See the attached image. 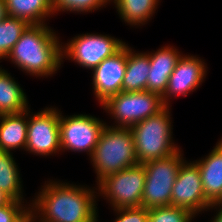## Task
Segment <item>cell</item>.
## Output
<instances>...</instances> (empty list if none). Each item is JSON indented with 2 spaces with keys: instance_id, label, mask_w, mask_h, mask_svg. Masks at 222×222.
Masks as SVG:
<instances>
[{
  "instance_id": "22",
  "label": "cell",
  "mask_w": 222,
  "mask_h": 222,
  "mask_svg": "<svg viewBox=\"0 0 222 222\" xmlns=\"http://www.w3.org/2000/svg\"><path fill=\"white\" fill-rule=\"evenodd\" d=\"M28 26L25 20L10 15L0 22V60L7 58Z\"/></svg>"
},
{
  "instance_id": "10",
  "label": "cell",
  "mask_w": 222,
  "mask_h": 222,
  "mask_svg": "<svg viewBox=\"0 0 222 222\" xmlns=\"http://www.w3.org/2000/svg\"><path fill=\"white\" fill-rule=\"evenodd\" d=\"M28 108V130L25 151L37 156H52L61 151L60 110L52 106L34 113Z\"/></svg>"
},
{
  "instance_id": "1",
  "label": "cell",
  "mask_w": 222,
  "mask_h": 222,
  "mask_svg": "<svg viewBox=\"0 0 222 222\" xmlns=\"http://www.w3.org/2000/svg\"><path fill=\"white\" fill-rule=\"evenodd\" d=\"M40 190L35 194L34 200H30L32 222H97L99 220L96 203L99 198L97 186L92 188L52 179L45 181Z\"/></svg>"
},
{
  "instance_id": "17",
  "label": "cell",
  "mask_w": 222,
  "mask_h": 222,
  "mask_svg": "<svg viewBox=\"0 0 222 222\" xmlns=\"http://www.w3.org/2000/svg\"><path fill=\"white\" fill-rule=\"evenodd\" d=\"M147 52H136L127 43V63L122 82V91L147 90V78L150 72V60Z\"/></svg>"
},
{
  "instance_id": "28",
  "label": "cell",
  "mask_w": 222,
  "mask_h": 222,
  "mask_svg": "<svg viewBox=\"0 0 222 222\" xmlns=\"http://www.w3.org/2000/svg\"><path fill=\"white\" fill-rule=\"evenodd\" d=\"M7 16L5 1L0 0V22Z\"/></svg>"
},
{
  "instance_id": "27",
  "label": "cell",
  "mask_w": 222,
  "mask_h": 222,
  "mask_svg": "<svg viewBox=\"0 0 222 222\" xmlns=\"http://www.w3.org/2000/svg\"><path fill=\"white\" fill-rule=\"evenodd\" d=\"M212 209L214 212L216 211V214L214 215V218L212 217V220L210 222H222V206H216V205H211L208 210L211 211Z\"/></svg>"
},
{
  "instance_id": "8",
  "label": "cell",
  "mask_w": 222,
  "mask_h": 222,
  "mask_svg": "<svg viewBox=\"0 0 222 222\" xmlns=\"http://www.w3.org/2000/svg\"><path fill=\"white\" fill-rule=\"evenodd\" d=\"M67 42L62 45V59L91 71L126 44L122 39L98 33H82Z\"/></svg>"
},
{
  "instance_id": "11",
  "label": "cell",
  "mask_w": 222,
  "mask_h": 222,
  "mask_svg": "<svg viewBox=\"0 0 222 222\" xmlns=\"http://www.w3.org/2000/svg\"><path fill=\"white\" fill-rule=\"evenodd\" d=\"M171 205L190 210L196 216L212 205L206 199L201 174L194 161L182 163L172 188Z\"/></svg>"
},
{
  "instance_id": "15",
  "label": "cell",
  "mask_w": 222,
  "mask_h": 222,
  "mask_svg": "<svg viewBox=\"0 0 222 222\" xmlns=\"http://www.w3.org/2000/svg\"><path fill=\"white\" fill-rule=\"evenodd\" d=\"M200 174L206 199L213 204L222 194V139H219L210 153L194 160Z\"/></svg>"
},
{
  "instance_id": "6",
  "label": "cell",
  "mask_w": 222,
  "mask_h": 222,
  "mask_svg": "<svg viewBox=\"0 0 222 222\" xmlns=\"http://www.w3.org/2000/svg\"><path fill=\"white\" fill-rule=\"evenodd\" d=\"M146 171L141 163L106 176L97 184L98 196L104 197L112 210L142 206Z\"/></svg>"
},
{
  "instance_id": "24",
  "label": "cell",
  "mask_w": 222,
  "mask_h": 222,
  "mask_svg": "<svg viewBox=\"0 0 222 222\" xmlns=\"http://www.w3.org/2000/svg\"><path fill=\"white\" fill-rule=\"evenodd\" d=\"M54 13L60 12H73V13H87L101 10L110 5L111 0H51Z\"/></svg>"
},
{
  "instance_id": "26",
  "label": "cell",
  "mask_w": 222,
  "mask_h": 222,
  "mask_svg": "<svg viewBox=\"0 0 222 222\" xmlns=\"http://www.w3.org/2000/svg\"><path fill=\"white\" fill-rule=\"evenodd\" d=\"M117 216L113 222H149L148 208L143 206L113 210Z\"/></svg>"
},
{
  "instance_id": "9",
  "label": "cell",
  "mask_w": 222,
  "mask_h": 222,
  "mask_svg": "<svg viewBox=\"0 0 222 222\" xmlns=\"http://www.w3.org/2000/svg\"><path fill=\"white\" fill-rule=\"evenodd\" d=\"M62 114L60 111L61 152H86L91 157L107 122L86 113L70 116Z\"/></svg>"
},
{
  "instance_id": "20",
  "label": "cell",
  "mask_w": 222,
  "mask_h": 222,
  "mask_svg": "<svg viewBox=\"0 0 222 222\" xmlns=\"http://www.w3.org/2000/svg\"><path fill=\"white\" fill-rule=\"evenodd\" d=\"M160 0H111L116 12L126 24L140 27L148 24L156 13ZM151 18V19H150Z\"/></svg>"
},
{
  "instance_id": "5",
  "label": "cell",
  "mask_w": 222,
  "mask_h": 222,
  "mask_svg": "<svg viewBox=\"0 0 222 222\" xmlns=\"http://www.w3.org/2000/svg\"><path fill=\"white\" fill-rule=\"evenodd\" d=\"M101 107L115 121L108 126L130 128L137 122L158 114L166 105L163 103L161 95L143 90L122 91L110 97Z\"/></svg>"
},
{
  "instance_id": "29",
  "label": "cell",
  "mask_w": 222,
  "mask_h": 222,
  "mask_svg": "<svg viewBox=\"0 0 222 222\" xmlns=\"http://www.w3.org/2000/svg\"><path fill=\"white\" fill-rule=\"evenodd\" d=\"M10 201V199L4 195V193L0 190V206H4Z\"/></svg>"
},
{
  "instance_id": "21",
  "label": "cell",
  "mask_w": 222,
  "mask_h": 222,
  "mask_svg": "<svg viewBox=\"0 0 222 222\" xmlns=\"http://www.w3.org/2000/svg\"><path fill=\"white\" fill-rule=\"evenodd\" d=\"M12 152L0 151V190L10 200L24 202L22 178Z\"/></svg>"
},
{
  "instance_id": "13",
  "label": "cell",
  "mask_w": 222,
  "mask_h": 222,
  "mask_svg": "<svg viewBox=\"0 0 222 222\" xmlns=\"http://www.w3.org/2000/svg\"><path fill=\"white\" fill-rule=\"evenodd\" d=\"M126 63L127 44L92 70V89L99 104L122 92Z\"/></svg>"
},
{
  "instance_id": "23",
  "label": "cell",
  "mask_w": 222,
  "mask_h": 222,
  "mask_svg": "<svg viewBox=\"0 0 222 222\" xmlns=\"http://www.w3.org/2000/svg\"><path fill=\"white\" fill-rule=\"evenodd\" d=\"M149 222H192L196 217L190 210L166 205L148 209Z\"/></svg>"
},
{
  "instance_id": "19",
  "label": "cell",
  "mask_w": 222,
  "mask_h": 222,
  "mask_svg": "<svg viewBox=\"0 0 222 222\" xmlns=\"http://www.w3.org/2000/svg\"><path fill=\"white\" fill-rule=\"evenodd\" d=\"M28 98L23 88L4 68L0 69V115L27 110Z\"/></svg>"
},
{
  "instance_id": "18",
  "label": "cell",
  "mask_w": 222,
  "mask_h": 222,
  "mask_svg": "<svg viewBox=\"0 0 222 222\" xmlns=\"http://www.w3.org/2000/svg\"><path fill=\"white\" fill-rule=\"evenodd\" d=\"M7 15L25 20L29 25L46 24L54 10L51 0H4Z\"/></svg>"
},
{
  "instance_id": "30",
  "label": "cell",
  "mask_w": 222,
  "mask_h": 222,
  "mask_svg": "<svg viewBox=\"0 0 222 222\" xmlns=\"http://www.w3.org/2000/svg\"><path fill=\"white\" fill-rule=\"evenodd\" d=\"M213 205L222 206V194H221L220 197L213 203Z\"/></svg>"
},
{
  "instance_id": "16",
  "label": "cell",
  "mask_w": 222,
  "mask_h": 222,
  "mask_svg": "<svg viewBox=\"0 0 222 222\" xmlns=\"http://www.w3.org/2000/svg\"><path fill=\"white\" fill-rule=\"evenodd\" d=\"M28 130V109L16 113L0 115V151H25Z\"/></svg>"
},
{
  "instance_id": "2",
  "label": "cell",
  "mask_w": 222,
  "mask_h": 222,
  "mask_svg": "<svg viewBox=\"0 0 222 222\" xmlns=\"http://www.w3.org/2000/svg\"><path fill=\"white\" fill-rule=\"evenodd\" d=\"M60 37L46 24L29 25L8 54L22 72L34 77H52L63 64Z\"/></svg>"
},
{
  "instance_id": "12",
  "label": "cell",
  "mask_w": 222,
  "mask_h": 222,
  "mask_svg": "<svg viewBox=\"0 0 222 222\" xmlns=\"http://www.w3.org/2000/svg\"><path fill=\"white\" fill-rule=\"evenodd\" d=\"M208 67L203 59L197 55H181L175 69L169 77L162 101L166 106H170V99L174 97L188 96L196 91L204 82Z\"/></svg>"
},
{
  "instance_id": "3",
  "label": "cell",
  "mask_w": 222,
  "mask_h": 222,
  "mask_svg": "<svg viewBox=\"0 0 222 222\" xmlns=\"http://www.w3.org/2000/svg\"><path fill=\"white\" fill-rule=\"evenodd\" d=\"M96 173V184L106 176L138 164L130 128L106 126L90 157Z\"/></svg>"
},
{
  "instance_id": "7",
  "label": "cell",
  "mask_w": 222,
  "mask_h": 222,
  "mask_svg": "<svg viewBox=\"0 0 222 222\" xmlns=\"http://www.w3.org/2000/svg\"><path fill=\"white\" fill-rule=\"evenodd\" d=\"M183 150L174 154L143 163L146 179L142 196V206L153 208L171 205V194L178 171L184 159Z\"/></svg>"
},
{
  "instance_id": "14",
  "label": "cell",
  "mask_w": 222,
  "mask_h": 222,
  "mask_svg": "<svg viewBox=\"0 0 222 222\" xmlns=\"http://www.w3.org/2000/svg\"><path fill=\"white\" fill-rule=\"evenodd\" d=\"M150 72L147 78V91L163 95L168 85V80L175 69L178 59L183 54L175 46L165 45L157 51L148 52Z\"/></svg>"
},
{
  "instance_id": "25",
  "label": "cell",
  "mask_w": 222,
  "mask_h": 222,
  "mask_svg": "<svg viewBox=\"0 0 222 222\" xmlns=\"http://www.w3.org/2000/svg\"><path fill=\"white\" fill-rule=\"evenodd\" d=\"M25 203V204H24ZM31 203L10 200L0 206V222H29Z\"/></svg>"
},
{
  "instance_id": "4",
  "label": "cell",
  "mask_w": 222,
  "mask_h": 222,
  "mask_svg": "<svg viewBox=\"0 0 222 222\" xmlns=\"http://www.w3.org/2000/svg\"><path fill=\"white\" fill-rule=\"evenodd\" d=\"M171 106L130 127L138 163L168 157L180 148L174 142Z\"/></svg>"
}]
</instances>
